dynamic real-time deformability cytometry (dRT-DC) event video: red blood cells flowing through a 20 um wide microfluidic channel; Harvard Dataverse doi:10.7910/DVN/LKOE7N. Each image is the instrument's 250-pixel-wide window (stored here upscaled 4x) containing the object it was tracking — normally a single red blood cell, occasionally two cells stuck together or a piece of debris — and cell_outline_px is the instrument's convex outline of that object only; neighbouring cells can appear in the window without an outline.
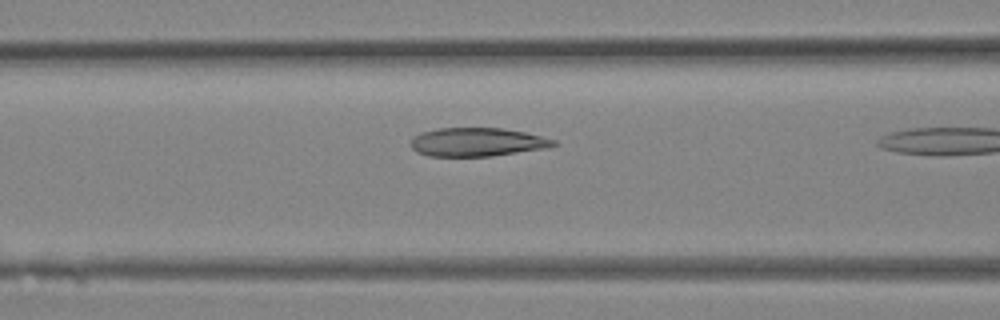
{"species": "Egyptian fruit bat (a non-hibernating species)", "species_latin": "Rousettus aegyptiacus", "temperature_condition": "room temperature", "stored_images_in_passage": 9, "camera_frame_rate_fps": 3000, "um_per_image_px": 0.085, "animal": {"sex": "female"}, "frame": {"image": 1, "passage_image": 8, "time_ms": 2.333, "image_size_px": [1000, 320], "cell_outline_px": [[560, 144], [548, 148], [492, 156], [428, 156], [416, 152], [408, 144], [420, 132], [440, 128], [500, 128], [524, 132], [556, 140]], "centroid_in_image_um": [40.57, 12.08], "position_along_channel_um": 126.0, "area_um2": 23.87}}